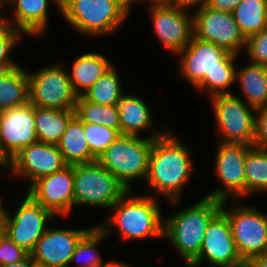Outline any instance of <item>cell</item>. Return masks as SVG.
Wrapping results in <instances>:
<instances>
[{
  "mask_svg": "<svg viewBox=\"0 0 267 267\" xmlns=\"http://www.w3.org/2000/svg\"><path fill=\"white\" fill-rule=\"evenodd\" d=\"M215 118L217 142H242L253 146L255 138L256 109L242 98L221 94L209 98Z\"/></svg>",
  "mask_w": 267,
  "mask_h": 267,
  "instance_id": "cell-8",
  "label": "cell"
},
{
  "mask_svg": "<svg viewBox=\"0 0 267 267\" xmlns=\"http://www.w3.org/2000/svg\"><path fill=\"white\" fill-rule=\"evenodd\" d=\"M68 165L84 164L97 161L92 155L84 132V123L74 116L57 144Z\"/></svg>",
  "mask_w": 267,
  "mask_h": 267,
  "instance_id": "cell-24",
  "label": "cell"
},
{
  "mask_svg": "<svg viewBox=\"0 0 267 267\" xmlns=\"http://www.w3.org/2000/svg\"><path fill=\"white\" fill-rule=\"evenodd\" d=\"M154 139L121 135L97 160L111 172L128 190H133V181H146L149 156ZM140 179V180H139Z\"/></svg>",
  "mask_w": 267,
  "mask_h": 267,
  "instance_id": "cell-5",
  "label": "cell"
},
{
  "mask_svg": "<svg viewBox=\"0 0 267 267\" xmlns=\"http://www.w3.org/2000/svg\"><path fill=\"white\" fill-rule=\"evenodd\" d=\"M75 111L35 106V130L39 142L57 145Z\"/></svg>",
  "mask_w": 267,
  "mask_h": 267,
  "instance_id": "cell-25",
  "label": "cell"
},
{
  "mask_svg": "<svg viewBox=\"0 0 267 267\" xmlns=\"http://www.w3.org/2000/svg\"><path fill=\"white\" fill-rule=\"evenodd\" d=\"M128 189L98 161L74 165L75 207L108 210Z\"/></svg>",
  "mask_w": 267,
  "mask_h": 267,
  "instance_id": "cell-6",
  "label": "cell"
},
{
  "mask_svg": "<svg viewBox=\"0 0 267 267\" xmlns=\"http://www.w3.org/2000/svg\"><path fill=\"white\" fill-rule=\"evenodd\" d=\"M91 228L70 229L50 225L37 241L30 256L36 264L68 267L77 243Z\"/></svg>",
  "mask_w": 267,
  "mask_h": 267,
  "instance_id": "cell-19",
  "label": "cell"
},
{
  "mask_svg": "<svg viewBox=\"0 0 267 267\" xmlns=\"http://www.w3.org/2000/svg\"><path fill=\"white\" fill-rule=\"evenodd\" d=\"M68 164L55 144L36 142L21 149L5 164L4 177L29 183L63 170ZM9 175V176H8Z\"/></svg>",
  "mask_w": 267,
  "mask_h": 267,
  "instance_id": "cell-13",
  "label": "cell"
},
{
  "mask_svg": "<svg viewBox=\"0 0 267 267\" xmlns=\"http://www.w3.org/2000/svg\"><path fill=\"white\" fill-rule=\"evenodd\" d=\"M4 12L3 1L0 0V24L4 21Z\"/></svg>",
  "mask_w": 267,
  "mask_h": 267,
  "instance_id": "cell-46",
  "label": "cell"
},
{
  "mask_svg": "<svg viewBox=\"0 0 267 267\" xmlns=\"http://www.w3.org/2000/svg\"><path fill=\"white\" fill-rule=\"evenodd\" d=\"M84 132L90 151L97 160L121 136L118 130L92 123H84Z\"/></svg>",
  "mask_w": 267,
  "mask_h": 267,
  "instance_id": "cell-33",
  "label": "cell"
},
{
  "mask_svg": "<svg viewBox=\"0 0 267 267\" xmlns=\"http://www.w3.org/2000/svg\"><path fill=\"white\" fill-rule=\"evenodd\" d=\"M242 0H208L207 6L223 12H232Z\"/></svg>",
  "mask_w": 267,
  "mask_h": 267,
  "instance_id": "cell-39",
  "label": "cell"
},
{
  "mask_svg": "<svg viewBox=\"0 0 267 267\" xmlns=\"http://www.w3.org/2000/svg\"><path fill=\"white\" fill-rule=\"evenodd\" d=\"M60 16L79 35L99 39L116 34L131 15L120 0H61Z\"/></svg>",
  "mask_w": 267,
  "mask_h": 267,
  "instance_id": "cell-4",
  "label": "cell"
},
{
  "mask_svg": "<svg viewBox=\"0 0 267 267\" xmlns=\"http://www.w3.org/2000/svg\"><path fill=\"white\" fill-rule=\"evenodd\" d=\"M4 202H5L4 197L1 194L0 195V213L3 211Z\"/></svg>",
  "mask_w": 267,
  "mask_h": 267,
  "instance_id": "cell-47",
  "label": "cell"
},
{
  "mask_svg": "<svg viewBox=\"0 0 267 267\" xmlns=\"http://www.w3.org/2000/svg\"><path fill=\"white\" fill-rule=\"evenodd\" d=\"M0 169H1V170H0V171H1V172H0V175H1V173L4 174V173H5V165L1 162V160H0Z\"/></svg>",
  "mask_w": 267,
  "mask_h": 267,
  "instance_id": "cell-49",
  "label": "cell"
},
{
  "mask_svg": "<svg viewBox=\"0 0 267 267\" xmlns=\"http://www.w3.org/2000/svg\"><path fill=\"white\" fill-rule=\"evenodd\" d=\"M35 106L30 103L0 112V160L5 165L21 149L38 142Z\"/></svg>",
  "mask_w": 267,
  "mask_h": 267,
  "instance_id": "cell-18",
  "label": "cell"
},
{
  "mask_svg": "<svg viewBox=\"0 0 267 267\" xmlns=\"http://www.w3.org/2000/svg\"><path fill=\"white\" fill-rule=\"evenodd\" d=\"M115 63L103 53L84 52L75 57L68 71L75 94L80 97ZM71 71V72H70Z\"/></svg>",
  "mask_w": 267,
  "mask_h": 267,
  "instance_id": "cell-22",
  "label": "cell"
},
{
  "mask_svg": "<svg viewBox=\"0 0 267 267\" xmlns=\"http://www.w3.org/2000/svg\"><path fill=\"white\" fill-rule=\"evenodd\" d=\"M208 0H170V5L187 12H196L207 4ZM195 8V11H193ZM193 9V10H192Z\"/></svg>",
  "mask_w": 267,
  "mask_h": 267,
  "instance_id": "cell-38",
  "label": "cell"
},
{
  "mask_svg": "<svg viewBox=\"0 0 267 267\" xmlns=\"http://www.w3.org/2000/svg\"><path fill=\"white\" fill-rule=\"evenodd\" d=\"M244 52L247 61L267 66V28L246 39Z\"/></svg>",
  "mask_w": 267,
  "mask_h": 267,
  "instance_id": "cell-35",
  "label": "cell"
},
{
  "mask_svg": "<svg viewBox=\"0 0 267 267\" xmlns=\"http://www.w3.org/2000/svg\"><path fill=\"white\" fill-rule=\"evenodd\" d=\"M4 10L9 8L10 15L4 20L30 38H41L49 30L50 3L61 14V0H2ZM12 13V14H11Z\"/></svg>",
  "mask_w": 267,
  "mask_h": 267,
  "instance_id": "cell-20",
  "label": "cell"
},
{
  "mask_svg": "<svg viewBox=\"0 0 267 267\" xmlns=\"http://www.w3.org/2000/svg\"><path fill=\"white\" fill-rule=\"evenodd\" d=\"M177 57L178 73L193 88L215 69H237L240 56L227 52L212 42L196 38L181 50Z\"/></svg>",
  "mask_w": 267,
  "mask_h": 267,
  "instance_id": "cell-12",
  "label": "cell"
},
{
  "mask_svg": "<svg viewBox=\"0 0 267 267\" xmlns=\"http://www.w3.org/2000/svg\"><path fill=\"white\" fill-rule=\"evenodd\" d=\"M18 65H0V78L4 76L10 69L15 68Z\"/></svg>",
  "mask_w": 267,
  "mask_h": 267,
  "instance_id": "cell-45",
  "label": "cell"
},
{
  "mask_svg": "<svg viewBox=\"0 0 267 267\" xmlns=\"http://www.w3.org/2000/svg\"><path fill=\"white\" fill-rule=\"evenodd\" d=\"M22 63L0 78V112L29 103L28 69Z\"/></svg>",
  "mask_w": 267,
  "mask_h": 267,
  "instance_id": "cell-26",
  "label": "cell"
},
{
  "mask_svg": "<svg viewBox=\"0 0 267 267\" xmlns=\"http://www.w3.org/2000/svg\"><path fill=\"white\" fill-rule=\"evenodd\" d=\"M244 267L227 215L220 210L209 222L201 251L188 267Z\"/></svg>",
  "mask_w": 267,
  "mask_h": 267,
  "instance_id": "cell-14",
  "label": "cell"
},
{
  "mask_svg": "<svg viewBox=\"0 0 267 267\" xmlns=\"http://www.w3.org/2000/svg\"><path fill=\"white\" fill-rule=\"evenodd\" d=\"M35 267H54V266H48V265L36 264Z\"/></svg>",
  "mask_w": 267,
  "mask_h": 267,
  "instance_id": "cell-50",
  "label": "cell"
},
{
  "mask_svg": "<svg viewBox=\"0 0 267 267\" xmlns=\"http://www.w3.org/2000/svg\"><path fill=\"white\" fill-rule=\"evenodd\" d=\"M29 256L30 252L23 247L18 246L6 235L0 241V266L26 260Z\"/></svg>",
  "mask_w": 267,
  "mask_h": 267,
  "instance_id": "cell-36",
  "label": "cell"
},
{
  "mask_svg": "<svg viewBox=\"0 0 267 267\" xmlns=\"http://www.w3.org/2000/svg\"><path fill=\"white\" fill-rule=\"evenodd\" d=\"M230 202L222 201L221 210L230 222L242 260L245 262L251 257L267 254V214L256 205L242 203V200H232V207H227Z\"/></svg>",
  "mask_w": 267,
  "mask_h": 267,
  "instance_id": "cell-7",
  "label": "cell"
},
{
  "mask_svg": "<svg viewBox=\"0 0 267 267\" xmlns=\"http://www.w3.org/2000/svg\"><path fill=\"white\" fill-rule=\"evenodd\" d=\"M244 65L236 70L239 97L255 109L267 107V66L251 62Z\"/></svg>",
  "mask_w": 267,
  "mask_h": 267,
  "instance_id": "cell-23",
  "label": "cell"
},
{
  "mask_svg": "<svg viewBox=\"0 0 267 267\" xmlns=\"http://www.w3.org/2000/svg\"><path fill=\"white\" fill-rule=\"evenodd\" d=\"M251 147L242 142H217L213 173L220 184L205 196L221 201L244 200V163Z\"/></svg>",
  "mask_w": 267,
  "mask_h": 267,
  "instance_id": "cell-11",
  "label": "cell"
},
{
  "mask_svg": "<svg viewBox=\"0 0 267 267\" xmlns=\"http://www.w3.org/2000/svg\"><path fill=\"white\" fill-rule=\"evenodd\" d=\"M120 1H122L127 6L128 11L130 13V0H120Z\"/></svg>",
  "mask_w": 267,
  "mask_h": 267,
  "instance_id": "cell-48",
  "label": "cell"
},
{
  "mask_svg": "<svg viewBox=\"0 0 267 267\" xmlns=\"http://www.w3.org/2000/svg\"><path fill=\"white\" fill-rule=\"evenodd\" d=\"M67 68L64 61H58L35 72L28 70L29 103L41 108L75 111L78 96L72 88Z\"/></svg>",
  "mask_w": 267,
  "mask_h": 267,
  "instance_id": "cell-9",
  "label": "cell"
},
{
  "mask_svg": "<svg viewBox=\"0 0 267 267\" xmlns=\"http://www.w3.org/2000/svg\"><path fill=\"white\" fill-rule=\"evenodd\" d=\"M25 35L7 21L0 24V65H20L13 55Z\"/></svg>",
  "mask_w": 267,
  "mask_h": 267,
  "instance_id": "cell-34",
  "label": "cell"
},
{
  "mask_svg": "<svg viewBox=\"0 0 267 267\" xmlns=\"http://www.w3.org/2000/svg\"><path fill=\"white\" fill-rule=\"evenodd\" d=\"M244 267H267V254L247 259L244 262Z\"/></svg>",
  "mask_w": 267,
  "mask_h": 267,
  "instance_id": "cell-41",
  "label": "cell"
},
{
  "mask_svg": "<svg viewBox=\"0 0 267 267\" xmlns=\"http://www.w3.org/2000/svg\"><path fill=\"white\" fill-rule=\"evenodd\" d=\"M120 76L121 73L114 64L82 97L96 104L116 105L118 100L126 93Z\"/></svg>",
  "mask_w": 267,
  "mask_h": 267,
  "instance_id": "cell-29",
  "label": "cell"
},
{
  "mask_svg": "<svg viewBox=\"0 0 267 267\" xmlns=\"http://www.w3.org/2000/svg\"><path fill=\"white\" fill-rule=\"evenodd\" d=\"M99 267H135V266L126 263L124 261L121 262V260H116V258H114V260L108 259L104 261Z\"/></svg>",
  "mask_w": 267,
  "mask_h": 267,
  "instance_id": "cell-42",
  "label": "cell"
},
{
  "mask_svg": "<svg viewBox=\"0 0 267 267\" xmlns=\"http://www.w3.org/2000/svg\"><path fill=\"white\" fill-rule=\"evenodd\" d=\"M147 12L152 22L153 35L172 56H176L190 43L194 35L192 12L170 4L148 6Z\"/></svg>",
  "mask_w": 267,
  "mask_h": 267,
  "instance_id": "cell-16",
  "label": "cell"
},
{
  "mask_svg": "<svg viewBox=\"0 0 267 267\" xmlns=\"http://www.w3.org/2000/svg\"><path fill=\"white\" fill-rule=\"evenodd\" d=\"M25 192L57 218L65 220L75 208L74 165L36 180Z\"/></svg>",
  "mask_w": 267,
  "mask_h": 267,
  "instance_id": "cell-17",
  "label": "cell"
},
{
  "mask_svg": "<svg viewBox=\"0 0 267 267\" xmlns=\"http://www.w3.org/2000/svg\"><path fill=\"white\" fill-rule=\"evenodd\" d=\"M174 130L168 129L162 136L155 138L149 156V170L145 181L146 195L164 197L170 207L177 208L185 186L194 179L196 163L192 158L193 150L179 138ZM147 188V189H146Z\"/></svg>",
  "mask_w": 267,
  "mask_h": 267,
  "instance_id": "cell-1",
  "label": "cell"
},
{
  "mask_svg": "<svg viewBox=\"0 0 267 267\" xmlns=\"http://www.w3.org/2000/svg\"><path fill=\"white\" fill-rule=\"evenodd\" d=\"M106 239L107 235L97 225L92 226L77 243L68 267H99L105 261L99 248Z\"/></svg>",
  "mask_w": 267,
  "mask_h": 267,
  "instance_id": "cell-30",
  "label": "cell"
},
{
  "mask_svg": "<svg viewBox=\"0 0 267 267\" xmlns=\"http://www.w3.org/2000/svg\"><path fill=\"white\" fill-rule=\"evenodd\" d=\"M137 4L151 7L170 4V0H130V14H132V10Z\"/></svg>",
  "mask_w": 267,
  "mask_h": 267,
  "instance_id": "cell-40",
  "label": "cell"
},
{
  "mask_svg": "<svg viewBox=\"0 0 267 267\" xmlns=\"http://www.w3.org/2000/svg\"><path fill=\"white\" fill-rule=\"evenodd\" d=\"M5 237V219L4 212L0 213V241Z\"/></svg>",
  "mask_w": 267,
  "mask_h": 267,
  "instance_id": "cell-44",
  "label": "cell"
},
{
  "mask_svg": "<svg viewBox=\"0 0 267 267\" xmlns=\"http://www.w3.org/2000/svg\"><path fill=\"white\" fill-rule=\"evenodd\" d=\"M231 13L246 39L267 28V0H242Z\"/></svg>",
  "mask_w": 267,
  "mask_h": 267,
  "instance_id": "cell-28",
  "label": "cell"
},
{
  "mask_svg": "<svg viewBox=\"0 0 267 267\" xmlns=\"http://www.w3.org/2000/svg\"><path fill=\"white\" fill-rule=\"evenodd\" d=\"M75 116L83 123L103 125L120 132V117L115 105H101L78 97Z\"/></svg>",
  "mask_w": 267,
  "mask_h": 267,
  "instance_id": "cell-31",
  "label": "cell"
},
{
  "mask_svg": "<svg viewBox=\"0 0 267 267\" xmlns=\"http://www.w3.org/2000/svg\"><path fill=\"white\" fill-rule=\"evenodd\" d=\"M36 263L33 261L31 256H29L26 260L15 262L10 265H3L1 267H35Z\"/></svg>",
  "mask_w": 267,
  "mask_h": 267,
  "instance_id": "cell-43",
  "label": "cell"
},
{
  "mask_svg": "<svg viewBox=\"0 0 267 267\" xmlns=\"http://www.w3.org/2000/svg\"><path fill=\"white\" fill-rule=\"evenodd\" d=\"M161 199L135 190H128L110 209L106 219L97 226L109 237L119 236L121 244L131 240H164V213ZM162 209V210H161ZM164 216V217H163Z\"/></svg>",
  "mask_w": 267,
  "mask_h": 267,
  "instance_id": "cell-2",
  "label": "cell"
},
{
  "mask_svg": "<svg viewBox=\"0 0 267 267\" xmlns=\"http://www.w3.org/2000/svg\"><path fill=\"white\" fill-rule=\"evenodd\" d=\"M23 195L20 198L22 201L18 200L19 204L10 209L11 211L4 203L5 235L18 246L31 252L50 224L58 219L28 194Z\"/></svg>",
  "mask_w": 267,
  "mask_h": 267,
  "instance_id": "cell-10",
  "label": "cell"
},
{
  "mask_svg": "<svg viewBox=\"0 0 267 267\" xmlns=\"http://www.w3.org/2000/svg\"><path fill=\"white\" fill-rule=\"evenodd\" d=\"M143 96L126 92L116 103L120 117L121 135L143 137L142 132H148V138H158L168 129L165 125L157 127L153 111ZM151 133H150V132Z\"/></svg>",
  "mask_w": 267,
  "mask_h": 267,
  "instance_id": "cell-21",
  "label": "cell"
},
{
  "mask_svg": "<svg viewBox=\"0 0 267 267\" xmlns=\"http://www.w3.org/2000/svg\"><path fill=\"white\" fill-rule=\"evenodd\" d=\"M253 146L259 149H267V107L256 109Z\"/></svg>",
  "mask_w": 267,
  "mask_h": 267,
  "instance_id": "cell-37",
  "label": "cell"
},
{
  "mask_svg": "<svg viewBox=\"0 0 267 267\" xmlns=\"http://www.w3.org/2000/svg\"><path fill=\"white\" fill-rule=\"evenodd\" d=\"M193 31L196 38L212 42L229 53L238 56L244 53L246 38L230 12L203 6L193 12Z\"/></svg>",
  "mask_w": 267,
  "mask_h": 267,
  "instance_id": "cell-15",
  "label": "cell"
},
{
  "mask_svg": "<svg viewBox=\"0 0 267 267\" xmlns=\"http://www.w3.org/2000/svg\"><path fill=\"white\" fill-rule=\"evenodd\" d=\"M245 198L267 193V149L252 146L245 157Z\"/></svg>",
  "mask_w": 267,
  "mask_h": 267,
  "instance_id": "cell-27",
  "label": "cell"
},
{
  "mask_svg": "<svg viewBox=\"0 0 267 267\" xmlns=\"http://www.w3.org/2000/svg\"><path fill=\"white\" fill-rule=\"evenodd\" d=\"M237 69H215L207 73L204 79L194 88L198 93L207 94L211 98L221 94H231L230 88L236 85Z\"/></svg>",
  "mask_w": 267,
  "mask_h": 267,
  "instance_id": "cell-32",
  "label": "cell"
},
{
  "mask_svg": "<svg viewBox=\"0 0 267 267\" xmlns=\"http://www.w3.org/2000/svg\"><path fill=\"white\" fill-rule=\"evenodd\" d=\"M221 208V200L203 196L164 218V239L173 245L186 267L198 257L207 226Z\"/></svg>",
  "mask_w": 267,
  "mask_h": 267,
  "instance_id": "cell-3",
  "label": "cell"
}]
</instances>
